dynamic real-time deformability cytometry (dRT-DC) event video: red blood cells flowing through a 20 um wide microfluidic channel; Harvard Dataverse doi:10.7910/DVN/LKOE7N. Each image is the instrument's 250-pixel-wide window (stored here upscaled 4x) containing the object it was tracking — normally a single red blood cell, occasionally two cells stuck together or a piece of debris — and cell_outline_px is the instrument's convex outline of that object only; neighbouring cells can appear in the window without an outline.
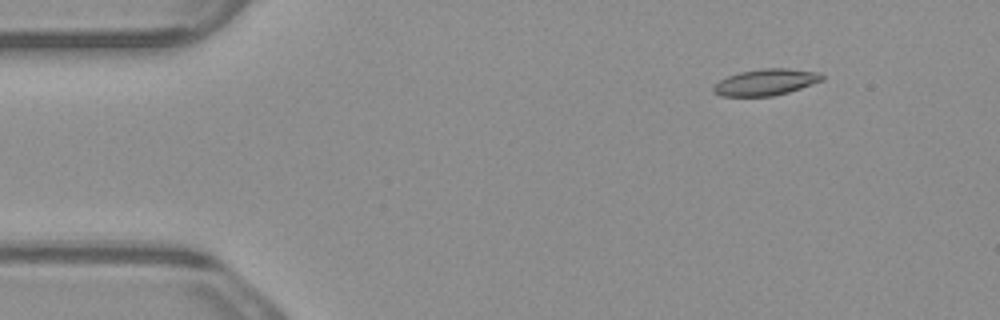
{"species": "common noctule bat (a hibernating species)", "species_latin": "Nyctalus noctula", "temperature_condition": "warm", "stored_images_in_passage": 5, "camera_frame_rate_fps": 3000, "um_per_image_px": 0.085, "animal": {"sex": "male", "body_mass_g": 23.1, "forearm_length_mm": 52.7}, "frame": {"image": 1, "passage_image": 1, "time_ms": 0.0, "image_size_px": [1000, 320], "cell_outline_px": [[824, 80], [788, 92], [772, 96], [720, 96], [712, 92], [712, 88], [720, 80], [728, 76], [740, 72], [764, 68], [788, 68], [820, 72], [824, 76]], "centroid_in_image_um": [65.1, 6.98], "position_along_channel_um": 19.9, "area_um2": 16.7}}
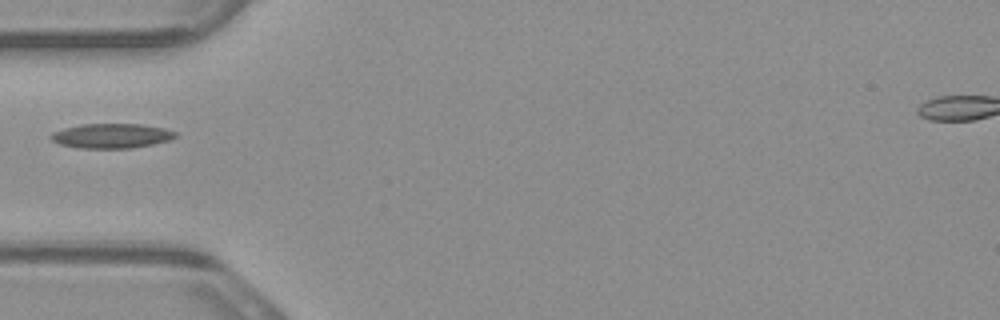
{"frame": {"image": 2, "passage_image": 4, "time_ms": 1.0, "image_size_px": [1000, 320], "cell_outline_px": [[176, 136], [168, 140], [152, 144], [132, 148], [80, 148], [60, 144], [52, 140], [48, 136], [52, 132], [64, 128], [80, 124], [140, 124], [164, 128], [176, 132]], "centroid_in_image_um": [9.44, 11.54], "position_along_channel_um": 75.6, "area_um2": 17.8}}
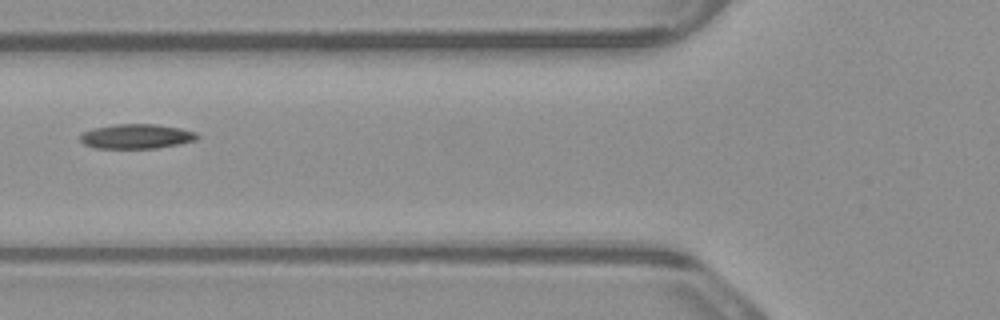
{"frame": {"image": 3, "passage_image": 5, "time_ms": 1.333, "image_size_px": [1000, 320], "cell_outline_px": [[200, 136], [196, 140], [180, 144], [156, 148], [96, 148], [84, 144], [80, 140], [80, 136], [84, 132], [92, 128], [116, 124], [156, 124], [180, 128], [196, 132]], "centroid_in_image_um": [11.62, 11.59], "position_along_channel_um": 114.2, "area_um2": 16.82}}